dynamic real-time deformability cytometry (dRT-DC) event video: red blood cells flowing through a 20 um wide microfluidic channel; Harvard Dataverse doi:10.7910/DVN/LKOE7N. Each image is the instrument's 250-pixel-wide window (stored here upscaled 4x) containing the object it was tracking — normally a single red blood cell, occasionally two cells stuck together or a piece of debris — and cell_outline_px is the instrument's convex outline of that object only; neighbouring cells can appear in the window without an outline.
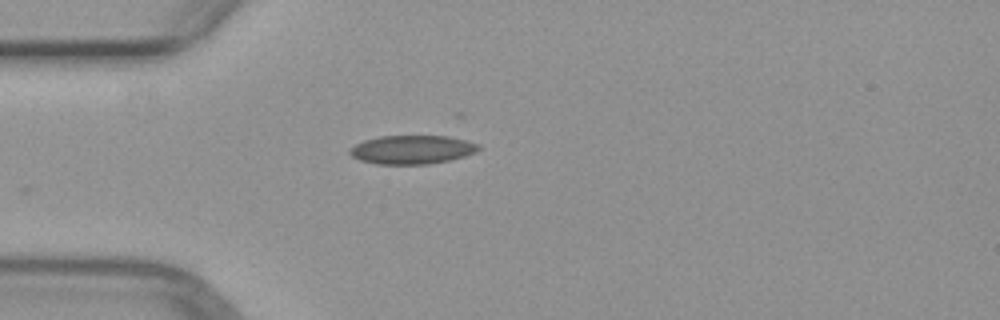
{"species": "common noctule bat (a hibernating species)", "species_latin": "Nyctalus noctula", "temperature_condition": "warm", "stored_images_in_passage": 2, "camera_frame_rate_fps": 3000, "um_per_image_px": 0.085, "animal": {"sex": "female", "body_mass_g": 29.2, "forearm_length_mm": 56.3}, "frame": {"image": 1, "passage_image": 2, "time_ms": 4.667, "image_size_px": [1000, 320], "cell_outline_px": [[480, 148], [476, 152], [464, 156], [448, 160], [428, 164], [376, 164], [360, 160], [352, 156], [348, 152], [356, 144], [364, 140], [380, 136], [448, 136], [480, 144]], "centroid_in_image_um": [35.03, 12.72], "position_along_channel_um": 50.0, "area_um2": 21.39}}